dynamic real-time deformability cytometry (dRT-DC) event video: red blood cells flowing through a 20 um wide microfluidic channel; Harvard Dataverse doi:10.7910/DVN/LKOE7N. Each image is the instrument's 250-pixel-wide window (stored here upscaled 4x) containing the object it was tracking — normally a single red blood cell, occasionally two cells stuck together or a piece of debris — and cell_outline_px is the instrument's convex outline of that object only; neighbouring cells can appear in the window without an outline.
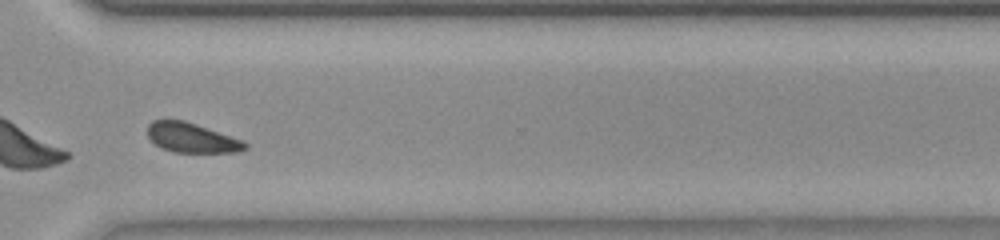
{"species": "common noctule bat (a hibernating species)", "species_latin": "Nyctalus noctula", "temperature_condition": "room temperature", "stored_images_in_passage": 47, "segment_of_instrument_passage": [2, 2], "camera_frame_rate_fps": 3000, "um_per_image_px": 0.085, "animal": {"sex": "female", "body_mass_g": 23.0, "forearm_length_mm": 53.4}, "frame": {"image": 1, "passage_image": 33, "time_ms": 10.667, "image_size_px": [1000, 240], "cell_outline_px": [[248, 148], [240, 152], [172, 152], [160, 148], [148, 136], [148, 124], [152, 120], [184, 120], [244, 140], [248, 144]], "centroid_in_image_um": [16.32, 11.72], "position_along_channel_um": 354.3, "area_um2": 16.94}}
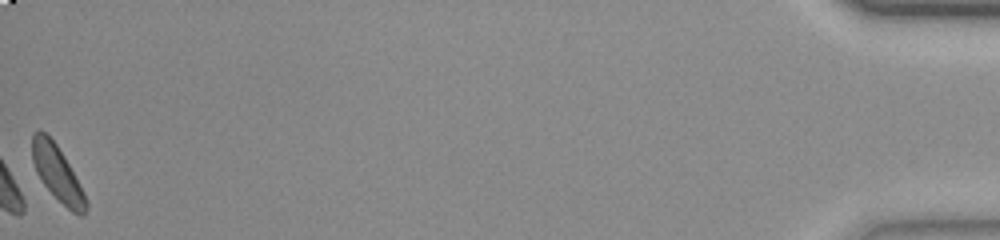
{"frame": {"image": 2, "passage_image": 47, "time_ms": 15.333, "image_size_px": [1000, 240], "cell_outline_px": [[88, 208], [84, 216], [80, 216], [72, 212], [44, 184], [36, 172], [32, 160], [32, 132], [44, 132], [56, 144], [64, 156], [84, 192], [88, 204]], "centroid_in_image_um": [4.89, 14.75], "position_along_channel_um": 430.3, "area_um2": 16.94}}